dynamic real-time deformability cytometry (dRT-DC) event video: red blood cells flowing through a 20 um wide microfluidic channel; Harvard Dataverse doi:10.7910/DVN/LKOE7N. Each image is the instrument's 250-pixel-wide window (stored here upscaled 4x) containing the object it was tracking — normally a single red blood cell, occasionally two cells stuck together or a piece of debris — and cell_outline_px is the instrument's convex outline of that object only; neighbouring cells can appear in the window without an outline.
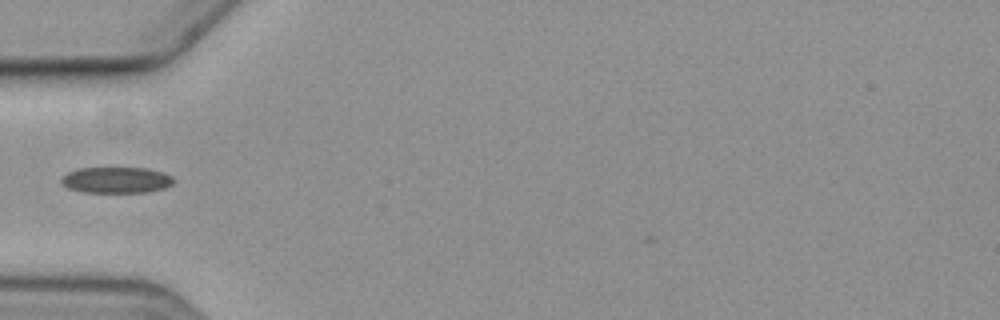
{"species": "common noctule bat (a hibernating species)", "species_latin": "Nyctalus noctula", "temperature_condition": "cold", "stored_images_in_passage": 3, "camera_frame_rate_fps": 3000, "um_per_image_px": 0.085, "animal": {"sex": "female", "body_mass_g": 19.3, "forearm_length_mm": 54.1}, "frame": {"image": 1, "passage_image": 2, "time_ms": 1.0, "image_size_px": [1000, 320], "cell_outline_px": [[172, 184], [164, 188], [148, 192], [84, 192], [68, 188], [60, 180], [68, 172], [80, 168], [148, 168], [164, 172], [172, 176]], "centroid_in_image_um": [9.91, 15.3], "position_along_channel_um": 75.1, "area_um2": 16.94}}